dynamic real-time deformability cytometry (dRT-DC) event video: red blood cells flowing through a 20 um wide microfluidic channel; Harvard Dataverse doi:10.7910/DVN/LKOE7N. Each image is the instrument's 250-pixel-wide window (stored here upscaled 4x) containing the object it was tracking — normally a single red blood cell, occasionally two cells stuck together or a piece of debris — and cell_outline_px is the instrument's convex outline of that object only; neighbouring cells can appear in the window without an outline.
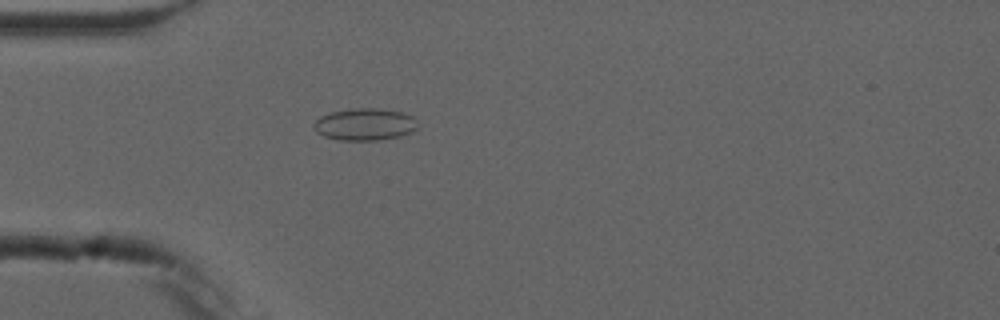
{"species": "common noctule bat (a hibernating species)", "species_latin": "Nyctalus noctula", "temperature_condition": "cold", "stored_images_in_passage": 1, "camera_frame_rate_fps": 3000, "um_per_image_px": 0.085, "animal": {"sex": "male", "forearm_length_mm": 52.5}, "frame": {"image": 1, "passage_image": 1, "time_ms": 0.0, "image_size_px": [1000, 320], "cell_outline_px": [[416, 128], [412, 132], [400, 136], [380, 140], [340, 140], [324, 136], [316, 132], [312, 128], [312, 124], [320, 116], [332, 112], [352, 108], [380, 108], [400, 112], [412, 116], [416, 120]], "centroid_in_image_um": [30.98, 10.57], "position_along_channel_um": 54.0, "area_um2": 19.48}}